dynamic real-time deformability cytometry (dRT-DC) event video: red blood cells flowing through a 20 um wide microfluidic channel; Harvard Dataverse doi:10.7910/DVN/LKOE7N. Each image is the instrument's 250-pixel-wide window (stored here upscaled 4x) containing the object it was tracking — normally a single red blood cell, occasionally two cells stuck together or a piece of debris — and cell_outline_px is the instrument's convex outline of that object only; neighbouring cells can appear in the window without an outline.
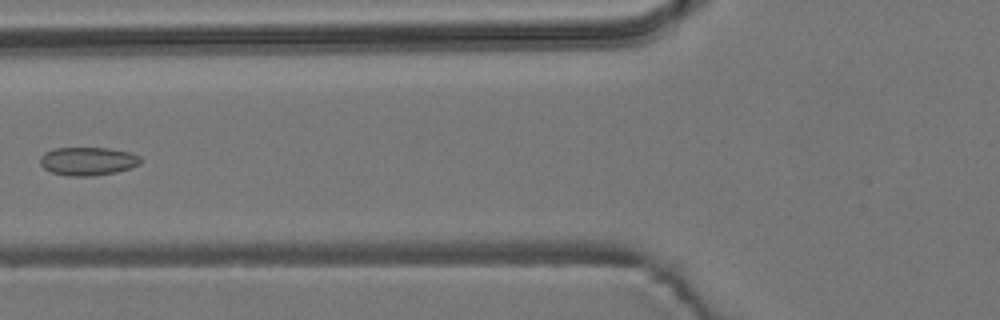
{"species": "common noctule bat (a hibernating species)", "species_latin": "Nyctalus noctula", "temperature_condition": "room temperature", "stored_images_in_passage": 4, "camera_frame_rate_fps": 3000, "um_per_image_px": 0.085, "animal": {"sex": "male", "body_mass_g": 19.2, "forearm_length_mm": 51.8}, "frame": {"image": 1, "passage_image": 3, "time_ms": 2.333, "image_size_px": [1000, 320], "cell_outline_px": [[140, 164], [116, 172], [92, 176], [68, 176], [52, 172], [44, 168], [40, 164], [40, 156], [44, 152], [52, 148], [108, 148], [128, 152], [140, 156]], "centroid_in_image_um": [7.42, 13.7], "position_along_channel_um": 118.4, "area_um2": 16.53}}
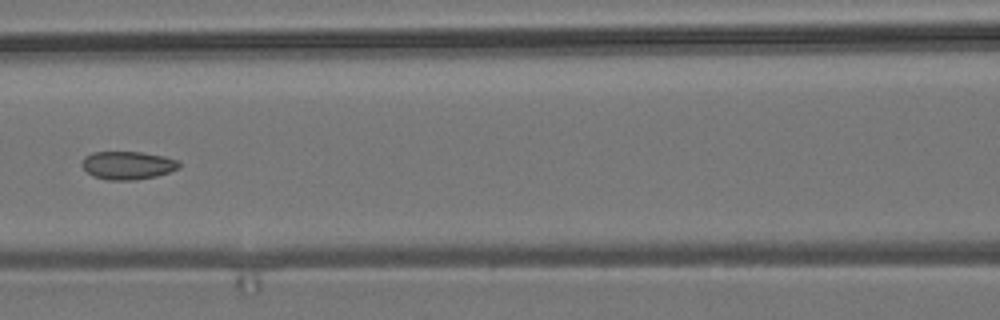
{"frame": {"image": 2, "passage_image": 4, "time_ms": 3.333, "image_size_px": [1000, 320], "cell_outline_px": [[180, 168], [156, 176], [136, 180], [108, 180], [92, 176], [80, 164], [84, 156], [92, 152], [140, 152], [164, 156], [180, 160]], "centroid_in_image_um": [10.85, 14.05], "position_along_channel_um": 155.7, "area_um2": 16.07}}